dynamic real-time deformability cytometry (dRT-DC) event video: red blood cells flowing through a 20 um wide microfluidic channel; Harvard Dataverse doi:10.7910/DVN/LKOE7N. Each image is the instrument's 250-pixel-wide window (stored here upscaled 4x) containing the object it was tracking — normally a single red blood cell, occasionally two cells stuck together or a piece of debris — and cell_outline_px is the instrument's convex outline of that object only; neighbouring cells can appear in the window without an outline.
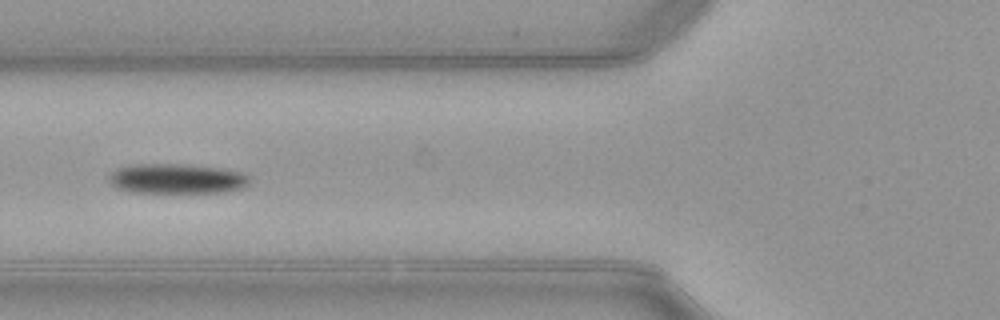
{"species": "common noctule bat (a hibernating species)", "species_latin": "Nyctalus noctula", "temperature_condition": "warm", "stored_images_in_passage": 37, "camera_frame_rate_fps": 3000, "um_per_image_px": 0.085, "animal": {"sex": "female", "body_mass_g": 21.9}, "frame": {"image": 1, "passage_image": 4, "time_ms": 1.0, "image_size_px": [1000, 320], "cell_outline_px": [[252, 180], [244, 188], [228, 192], [132, 192], [116, 188], [108, 184], [108, 176], [112, 172], [120, 168], [136, 164], [180, 164], [216, 168], [244, 172], [252, 176]], "centroid_in_image_um": [15.07, 15.2], "position_along_channel_um": 110.7, "area_um2": 24.68}}
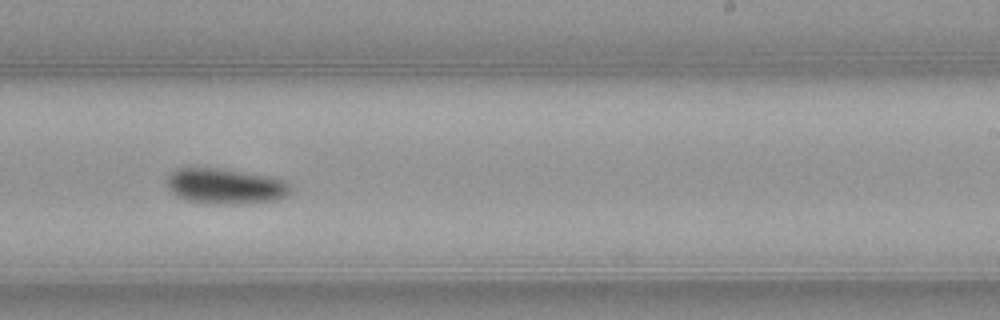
{"frame": {"image": 2, "passage_image": 16, "time_ms": 5.0, "image_size_px": [1000, 320], "cell_outline_px": [[292, 192], [288, 196], [276, 200], [240, 204], [208, 204], [188, 200], [176, 196], [168, 188], [164, 180], [176, 168], [220, 168], [272, 176], [284, 180], [292, 188]], "centroid_in_image_um": [19.17, 15.83], "position_along_channel_um": 269.8, "area_um2": 26.07}}
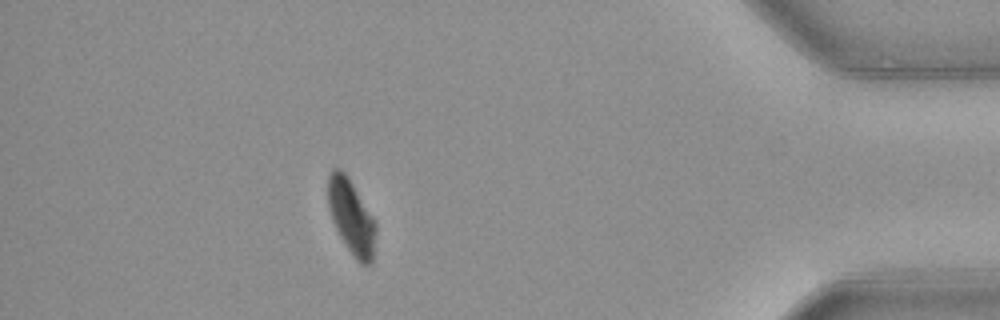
{"frame": {"image": 3, "passage_image": 30, "time_ms": 9.667, "image_size_px": [1000, 320], "cell_outline_px": [[376, 232], [372, 264], [360, 264], [356, 260], [340, 236], [332, 220], [328, 208], [328, 176], [332, 168], [340, 168], [348, 176], [376, 220]], "centroid_in_image_um": [29.87, 18.42], "position_along_channel_um": 405.3, "area_um2": 20.98}, "authors_computed_cell_mechanics": {"area_um2": 24.6228, "velocity_mm_per_s": 3.9763, "shape_relaxation_time_tau1_ms": 2.2609, "shape_relaxation_time_tau2_ms": null, "deformation_change_tau1": 0.1085, "deformation_change_tau2": null}}